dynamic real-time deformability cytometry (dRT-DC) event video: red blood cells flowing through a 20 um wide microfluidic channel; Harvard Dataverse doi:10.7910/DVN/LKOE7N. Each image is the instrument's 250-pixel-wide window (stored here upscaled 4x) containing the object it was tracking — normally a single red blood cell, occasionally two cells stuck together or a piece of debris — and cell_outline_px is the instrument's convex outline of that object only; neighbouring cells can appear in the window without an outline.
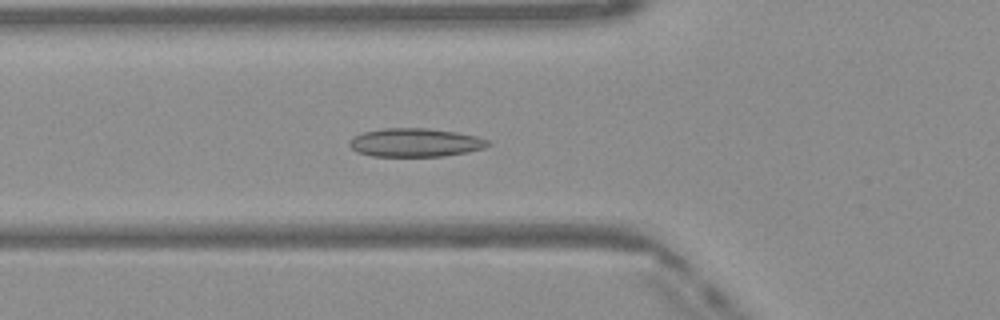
{"species": "Egyptian fruit bat (a non-hibernating species)", "species_latin": "Rousettus aegyptiacus", "temperature_condition": "warm", "stored_images_in_passage": 34, "camera_frame_rate_fps": 3000, "um_per_image_px": 0.085, "frame": {"image": 1, "passage_image": 9, "time_ms": 2.667, "image_size_px": [1000, 320], "cell_outline_px": [[492, 144], [484, 148], [468, 152], [444, 156], [372, 156], [356, 152], [348, 144], [348, 140], [364, 132], [384, 128], [428, 128], [456, 132], [476, 136], [488, 140]], "centroid_in_image_um": [35.31, 12.12], "position_along_channel_um": 90.5, "area_um2": 23.06}}
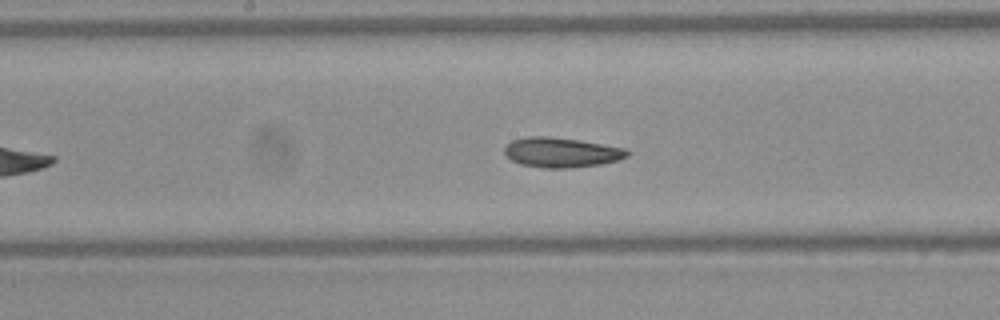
{"frame": {"image": 2, "passage_image": 17, "time_ms": 5.333, "image_size_px": [1000, 320], "cell_outline_px": [[628, 156], [616, 160], [600, 164], [568, 168], [544, 168], [520, 164], [512, 160], [504, 152], [504, 148], [512, 140], [524, 136], [548, 136], [576, 140], [624, 148], [628, 152]], "centroid_in_image_um": [47.66, 12.95], "position_along_channel_um": 200.5, "area_um2": 21.04}}
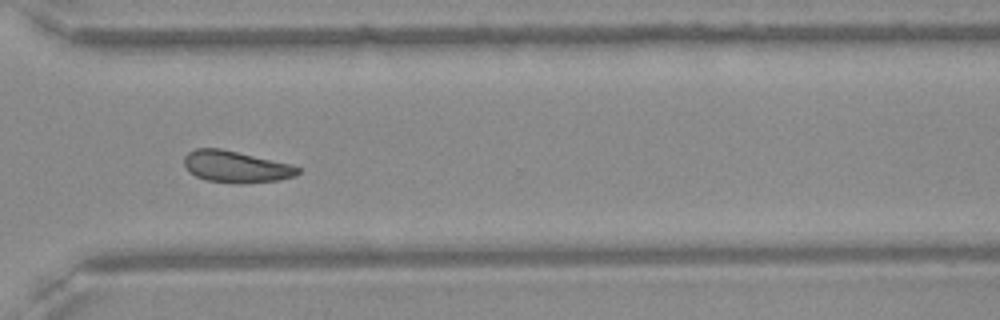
{"frame": {"image": 3, "passage_image": 28, "time_ms": 9.0, "image_size_px": [1000, 320], "cell_outline_px": [[300, 172], [296, 176], [276, 180], [240, 184], [208, 180], [196, 176], [188, 172], [184, 164], [184, 156], [188, 152], [196, 148], [220, 148], [292, 164], [300, 168]], "centroid_in_image_um": [20.05, 14.17], "position_along_channel_um": 350.6, "area_um2": 20.98}, "authors_computed_cell_mechanics": {"area_um2": 21.2704, "velocity_mm_per_s": 4.0969, "shape_relaxation_time_tau1_ms": null, "shape_relaxation_time_tau2_ms": 3.6167, "deformation_change_tau1": null, "deformation_change_tau2": 0.0853}}